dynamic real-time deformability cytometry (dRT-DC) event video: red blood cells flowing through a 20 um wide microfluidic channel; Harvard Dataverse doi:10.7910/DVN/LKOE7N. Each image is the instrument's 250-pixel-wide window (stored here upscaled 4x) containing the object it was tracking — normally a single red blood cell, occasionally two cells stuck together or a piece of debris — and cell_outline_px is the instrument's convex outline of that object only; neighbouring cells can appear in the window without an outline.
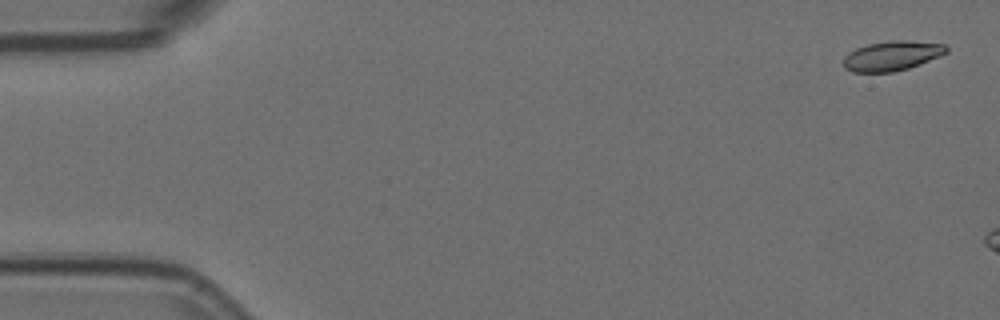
{"species": "Egyptian fruit bat (a non-hibernating species)", "species_latin": "Rousettus aegyptiacus", "temperature_condition": "room temperature", "stored_images_in_passage": 8, "camera_frame_rate_fps": 3000, "um_per_image_px": 0.085, "animal": {"sex": "female"}, "frame": {"image": 1, "passage_image": 2, "time_ms": 0.333, "image_size_px": [1000, 320], "cell_outline_px": [[948, 52], [940, 56], [908, 68], [892, 72], [852, 72], [844, 68], [844, 56], [848, 52], [856, 48], [868, 44], [888, 40], [908, 40], [944, 44], [948, 48]], "centroid_in_image_um": [75.8, 4.73], "position_along_channel_um": 9.2, "area_um2": 17.86}}